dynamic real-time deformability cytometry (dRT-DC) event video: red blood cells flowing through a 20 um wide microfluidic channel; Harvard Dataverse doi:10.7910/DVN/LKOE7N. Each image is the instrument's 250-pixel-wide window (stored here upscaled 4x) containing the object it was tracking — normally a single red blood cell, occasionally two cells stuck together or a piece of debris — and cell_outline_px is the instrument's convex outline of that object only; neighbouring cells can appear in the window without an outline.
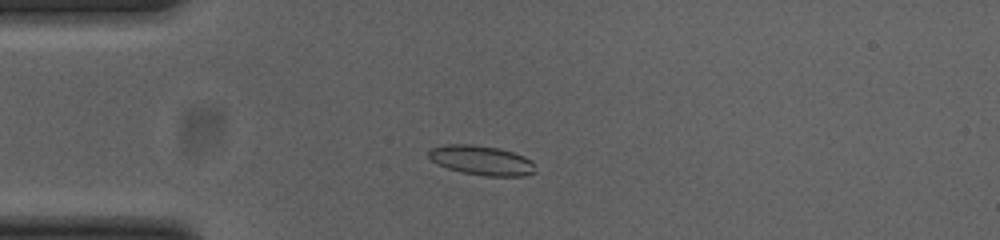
{"species": "common noctule bat (a hibernating species)", "species_latin": "Nyctalus noctula", "temperature_condition": "cold", "stored_images_in_passage": 48, "camera_frame_rate_fps": 3000, "um_per_image_px": 0.085, "animal": {"sex": "female", "body_mass_g": 23.0, "forearm_length_mm": 53.4}, "frame": {"image": 1, "passage_image": 9, "time_ms": 2.667, "image_size_px": [1000, 240], "cell_outline_px": [[536, 172], [524, 176], [484, 176], [460, 172], [436, 164], [428, 156], [428, 152], [432, 148], [444, 144], [472, 144], [500, 148], [524, 156], [532, 160]], "centroid_in_image_um": [40.93, 13.63], "position_along_channel_um": 44.1, "area_um2": 18.55}}
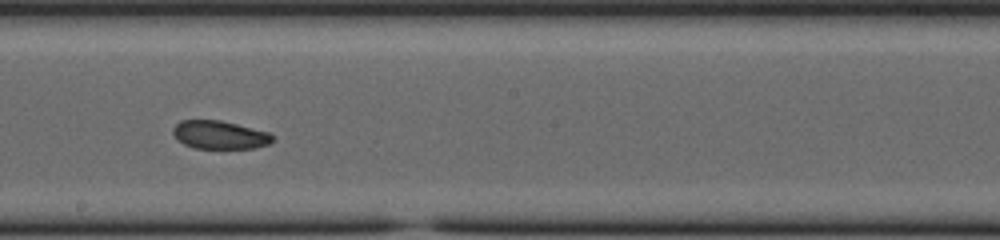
{"frame": {"image": 2, "passage_image": 25, "time_ms": 8.0, "image_size_px": [1000, 240], "cell_outline_px": [[272, 140], [268, 144], [256, 148], [196, 148], [184, 144], [172, 132], [172, 128], [180, 120], [220, 120], [268, 132], [272, 136]], "centroid_in_image_um": [18.65, 11.46], "position_along_channel_um": 229.5, "area_um2": 16.13}}
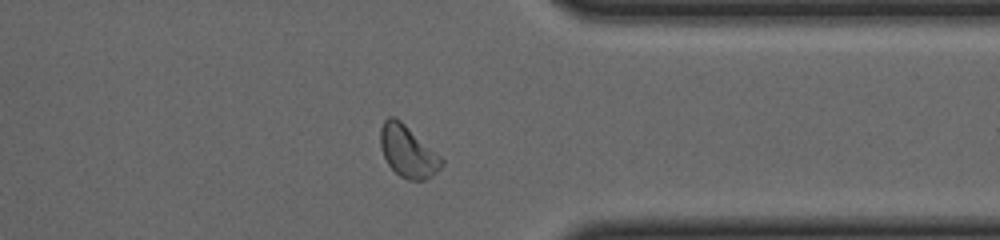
{"frame": {"image": 3, "passage_image": 37, "time_ms": 12.0, "image_size_px": [1000, 240], "cell_outline_px": [[444, 164], [432, 176], [424, 180], [408, 180], [400, 176], [388, 164], [384, 156], [380, 144], [380, 128], [384, 120], [388, 116], [396, 116], [440, 156], [444, 160]], "centroid_in_image_um": [34.65, 12.86], "position_along_channel_um": 376.7, "area_um2": 18.32}, "authors_computed_cell_mechanics": {"area_um2": 17.5423, "velocity_mm_per_s": 3.8428, "shape_relaxation_time_tau1_ms": null, "shape_relaxation_time_tau2_ms": 4.7333, "deformation_change_tau1": null, "deformation_change_tau2": 0.0973}}